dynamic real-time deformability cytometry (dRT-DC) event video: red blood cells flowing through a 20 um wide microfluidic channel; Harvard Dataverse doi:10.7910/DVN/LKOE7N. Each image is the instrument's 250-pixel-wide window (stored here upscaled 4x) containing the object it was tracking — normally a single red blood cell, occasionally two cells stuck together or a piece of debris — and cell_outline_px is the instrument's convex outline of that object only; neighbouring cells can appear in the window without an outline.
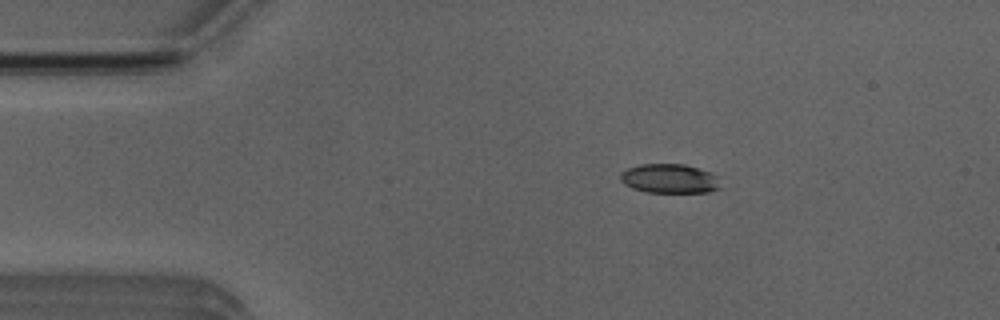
{"species": "Egyptian fruit bat (a non-hibernating species)", "species_latin": "Rousettus aegyptiacus", "temperature_condition": "room temperature", "stored_images_in_passage": 5, "camera_frame_rate_fps": 3000, "um_per_image_px": 0.085, "animal": {"sex": "male"}, "frame": {"image": 1, "passage_image": 2, "time_ms": 1.333, "image_size_px": [1000, 320], "cell_outline_px": [[720, 188], [708, 192], [648, 192], [632, 188], [624, 184], [620, 180], [620, 172], [628, 168], [640, 164], [684, 164], [712, 172], [716, 176]], "centroid_in_image_um": [56.88, 15.17], "position_along_channel_um": 28.1, "area_um2": 17.05}}
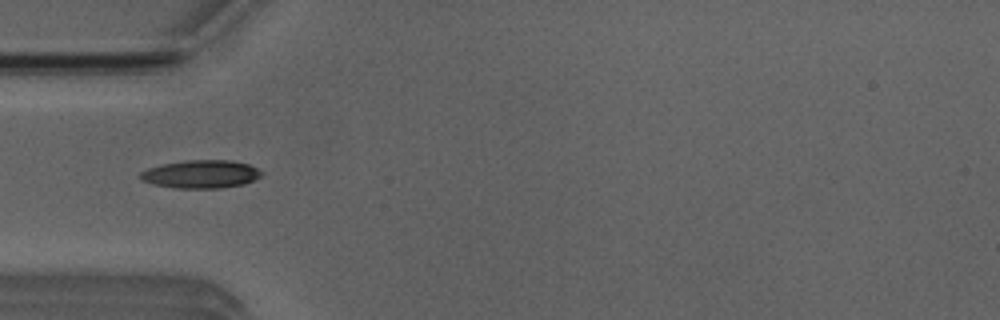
{"frame": {"image": 2, "passage_image": 4, "time_ms": 3.667, "image_size_px": [1000, 320], "cell_outline_px": [[264, 172], [260, 176], [244, 184], [220, 188], [176, 188], [152, 184], [140, 180], [140, 172], [148, 168], [160, 164], [184, 160], [232, 160], [248, 164]], "centroid_in_image_um": [17.05, 14.79], "position_along_channel_um": 68.0, "area_um2": 19.94}}